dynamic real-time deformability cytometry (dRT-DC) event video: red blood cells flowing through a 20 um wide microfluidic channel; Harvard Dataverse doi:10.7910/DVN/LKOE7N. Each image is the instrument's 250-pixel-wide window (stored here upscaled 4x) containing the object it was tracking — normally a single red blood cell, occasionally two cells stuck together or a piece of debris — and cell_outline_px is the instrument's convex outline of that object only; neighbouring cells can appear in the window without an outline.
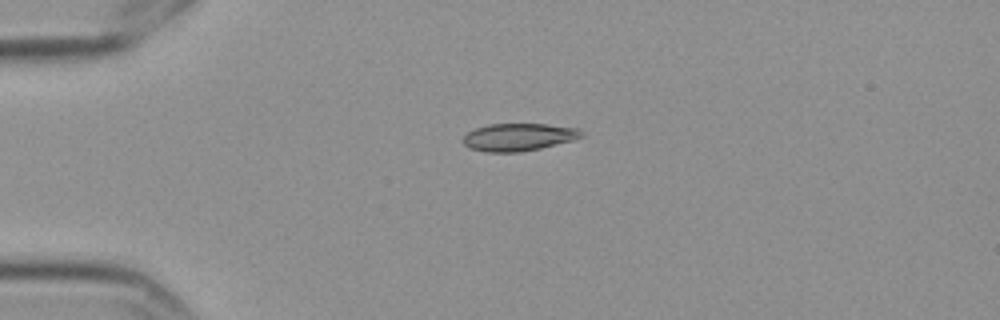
{"species": "Egyptian fruit bat (a non-hibernating species)", "species_latin": "Rousettus aegyptiacus", "temperature_condition": "cold", "stored_images_in_passage": 3, "camera_frame_rate_fps": 3000, "um_per_image_px": 0.085, "frame": {"image": 1, "passage_image": 1, "time_ms": 0.0, "image_size_px": [1000, 320], "cell_outline_px": [[584, 136], [572, 140], [540, 148], [520, 152], [484, 152], [468, 148], [460, 140], [468, 132], [476, 128], [488, 124], [544, 124], [576, 128], [584, 132]], "centroid_in_image_um": [44.03, 11.66], "position_along_channel_um": 41.0, "area_um2": 19.02}}
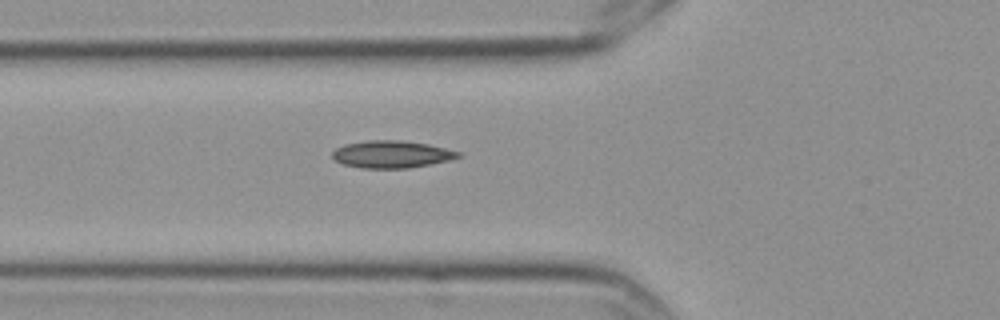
{"frame": {"image": 2, "passage_image": 3, "time_ms": 0.667, "image_size_px": [1000, 320], "cell_outline_px": [[460, 156], [448, 160], [408, 168], [364, 168], [344, 164], [336, 160], [332, 156], [332, 152], [336, 148], [344, 144], [368, 140], [400, 140], [428, 144], [460, 152]], "centroid_in_image_um": [33.25, 13.1], "position_along_channel_um": 92.5, "area_um2": 19.71}}